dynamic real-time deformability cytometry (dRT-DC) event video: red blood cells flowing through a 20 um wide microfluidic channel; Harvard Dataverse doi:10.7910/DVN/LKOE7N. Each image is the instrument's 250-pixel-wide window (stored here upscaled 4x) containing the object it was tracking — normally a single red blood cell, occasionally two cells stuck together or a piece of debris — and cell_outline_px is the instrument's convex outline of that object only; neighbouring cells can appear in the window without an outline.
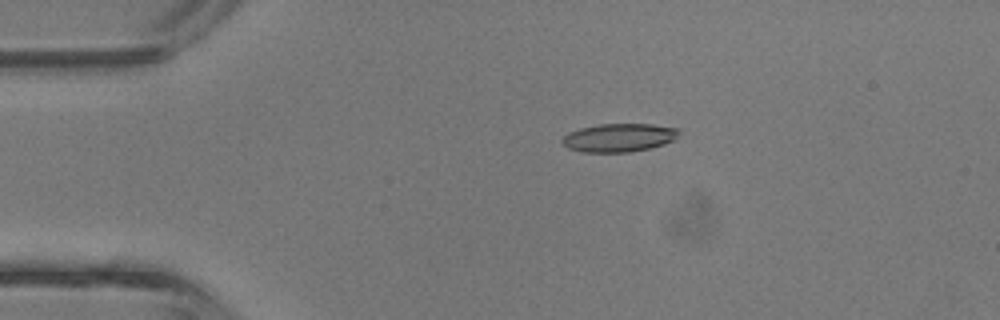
{"species": "common noctule bat (a hibernating species)", "species_latin": "Nyctalus noctula", "temperature_condition": "room temperature", "stored_images_in_passage": 2, "camera_frame_rate_fps": 3000, "um_per_image_px": 0.085, "animal": {"sex": "male", "body_mass_g": 13.3}, "frame": {"image": 1, "passage_image": 1, "time_ms": 0.0, "image_size_px": [1000, 320], "cell_outline_px": [[680, 132], [676, 140], [664, 144], [648, 148], [628, 152], [584, 152], [568, 148], [560, 140], [568, 132], [580, 128], [600, 124], [652, 124], [680, 128]], "centroid_in_image_um": [52.64, 11.69], "position_along_channel_um": 32.4, "area_um2": 19.36}}